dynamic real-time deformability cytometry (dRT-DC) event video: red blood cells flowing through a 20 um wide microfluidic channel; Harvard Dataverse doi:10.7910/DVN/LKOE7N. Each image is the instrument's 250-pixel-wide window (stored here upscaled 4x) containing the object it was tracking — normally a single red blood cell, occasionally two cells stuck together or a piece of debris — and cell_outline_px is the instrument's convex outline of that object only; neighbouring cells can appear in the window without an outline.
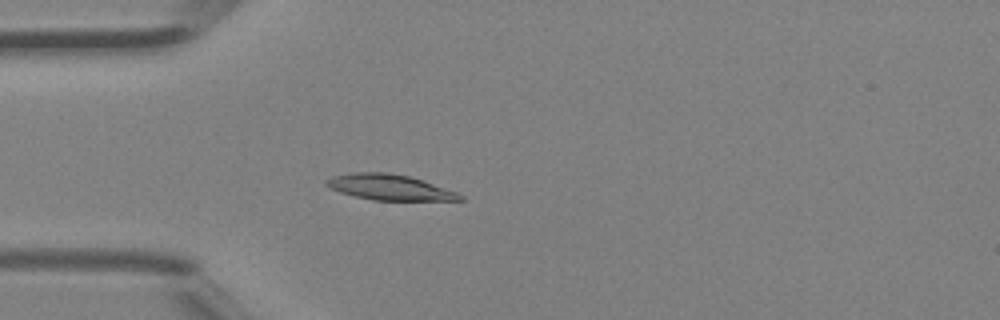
{"species": "Egyptian fruit bat (a non-hibernating species)", "species_latin": "Rousettus aegyptiacus", "temperature_condition": "room temperature", "stored_images_in_passage": 4, "camera_frame_rate_fps": 3000, "um_per_image_px": 0.085, "animal": {"sex": "female"}, "frame": {"image": 1, "passage_image": 4, "time_ms": 1.0, "image_size_px": [1000, 320], "cell_outline_px": [[464, 200], [372, 200], [340, 192], [328, 188], [324, 184], [324, 180], [332, 176], [352, 172], [388, 172], [408, 176], [456, 192], [464, 196]], "centroid_in_image_um": [33.03, 15.91], "position_along_channel_um": 52.0, "area_um2": 19.77}}